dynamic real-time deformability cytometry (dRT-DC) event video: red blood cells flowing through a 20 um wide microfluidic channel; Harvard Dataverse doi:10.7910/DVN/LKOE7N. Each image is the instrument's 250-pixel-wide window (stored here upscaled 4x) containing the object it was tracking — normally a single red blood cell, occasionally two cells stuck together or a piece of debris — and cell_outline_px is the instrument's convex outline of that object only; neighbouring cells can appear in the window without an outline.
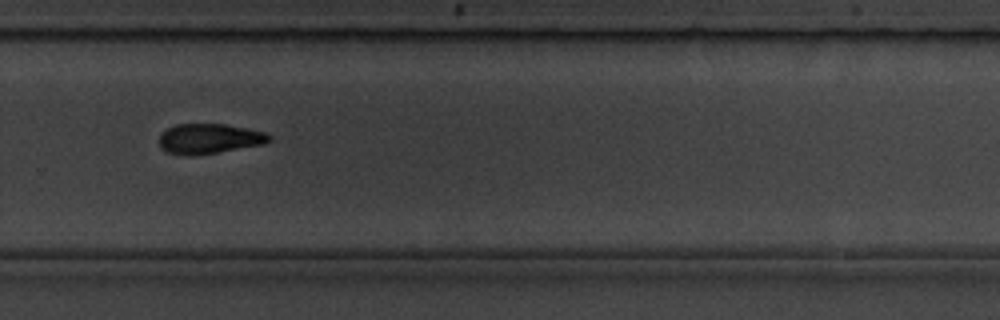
{"species": "common noctule bat (a hibernating species)", "species_latin": "Nyctalus noctula", "temperature_condition": "room temperature", "stored_images_in_passage": 15, "camera_frame_rate_fps": 3000, "um_per_image_px": 0.085, "animal": {"sex": "male", "body_mass_g": 19.5, "forearm_length_mm": 54.6}, "frame": {"image": 1, "passage_image": 11, "time_ms": 12.0, "image_size_px": [1000, 320], "cell_outline_px": [[272, 140], [264, 144], [216, 152], [168, 152], [160, 148], [160, 136], [168, 128], [176, 124], [224, 124], [248, 128], [264, 132], [272, 136]], "centroid_in_image_um": [17.87, 11.73], "position_along_channel_um": 311.9, "area_um2": 18.38}}